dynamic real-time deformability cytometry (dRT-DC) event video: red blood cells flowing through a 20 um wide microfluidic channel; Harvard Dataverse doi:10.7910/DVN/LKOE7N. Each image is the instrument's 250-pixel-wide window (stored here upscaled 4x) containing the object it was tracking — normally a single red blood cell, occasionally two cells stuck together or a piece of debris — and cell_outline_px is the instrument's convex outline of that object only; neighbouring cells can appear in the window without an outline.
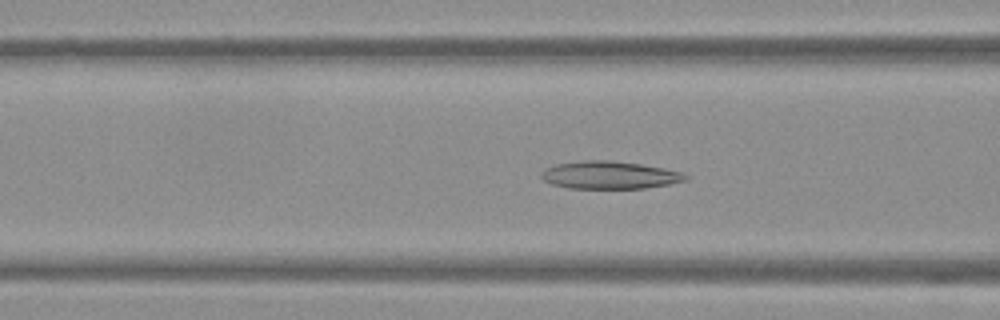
{"species": "Egyptian fruit bat (a non-hibernating species)", "species_latin": "Rousettus aegyptiacus", "temperature_condition": "warm", "stored_images_in_passage": 53, "camera_frame_rate_fps": 3000, "um_per_image_px": 0.085, "frame": {"image": 1, "passage_image": 21, "time_ms": 6.667, "image_size_px": [1000, 320], "cell_outline_px": [[688, 180], [672, 184], [644, 188], [568, 188], [552, 184], [544, 180], [540, 176], [540, 172], [544, 168], [556, 164], [584, 160], [612, 160], [640, 164], [664, 168], [680, 172], [688, 176]], "centroid_in_image_um": [51.8, 14.88], "position_along_channel_um": 114.8, "area_um2": 23.35}}
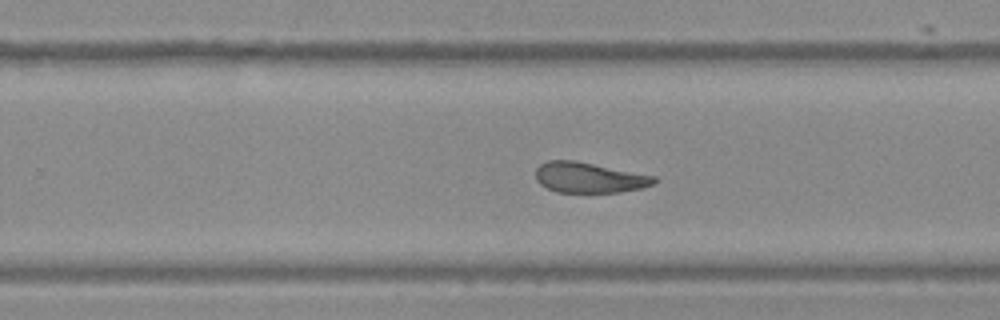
{"frame": {"image": 2, "passage_image": 34, "time_ms": 11.0, "image_size_px": [1000, 320], "cell_outline_px": [[660, 180], [656, 184], [644, 188], [620, 192], [556, 192], [540, 184], [536, 180], [536, 168], [540, 164], [548, 160], [576, 160], [656, 176]], "centroid_in_image_um": [50.13, 15.09], "position_along_channel_um": 279.7, "area_um2": 21.33}}
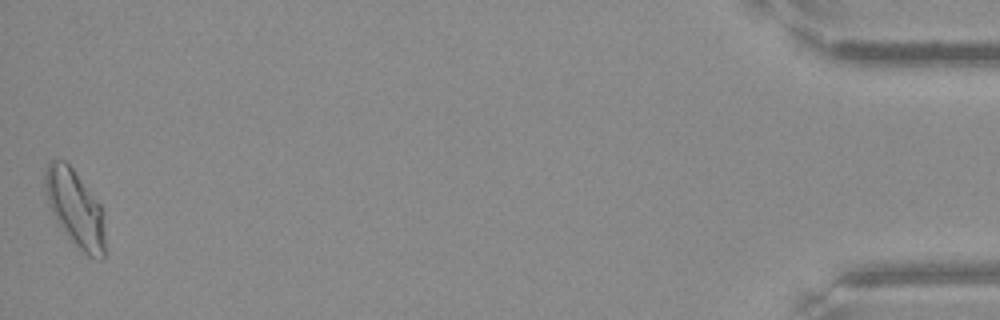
{"frame": {"image": 3, "passage_image": 53, "time_ms": 17.333, "image_size_px": [1000, 320], "cell_outline_px": [[104, 256], [100, 260], [88, 256], [68, 236], [56, 220], [48, 204], [44, 192], [44, 168], [52, 160], [64, 160], [72, 168], [100, 204], [104, 232]], "centroid_in_image_um": [6.35, 17.67], "position_along_channel_um": 428.8, "area_um2": 26.36}, "authors_computed_cell_mechanics": {"area_um2": 23.6402, "velocity_mm_per_s": 3.807, "shape_relaxation_time_tau1_ms": 8.7131, "shape_relaxation_time_tau2_ms": 2.8394, "deformation_change_tau1": 0.191, "deformation_change_tau2": 0.0877}}